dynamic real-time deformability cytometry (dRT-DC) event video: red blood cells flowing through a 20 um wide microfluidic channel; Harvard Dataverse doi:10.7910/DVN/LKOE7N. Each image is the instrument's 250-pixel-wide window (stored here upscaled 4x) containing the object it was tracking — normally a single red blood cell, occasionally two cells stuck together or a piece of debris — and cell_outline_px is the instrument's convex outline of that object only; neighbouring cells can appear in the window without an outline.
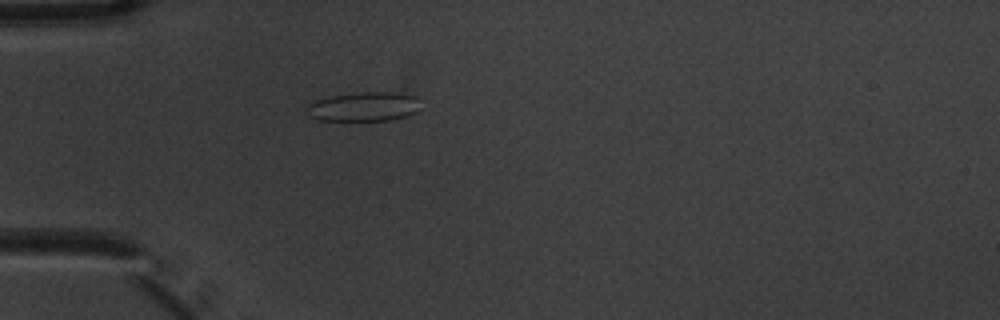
{"species": "common noctule bat (a hibernating species)", "species_latin": "Nyctalus noctula", "temperature_condition": "warm", "stored_images_in_passage": 5, "camera_frame_rate_fps": 3000, "um_per_image_px": 0.085, "animal": {"sex": "male", "body_mass_g": 20.1, "forearm_length_mm": 53.5}, "frame": {"image": 1, "passage_image": 5, "time_ms": 1.333, "image_size_px": [1000, 320], "cell_outline_px": [[416, 112], [408, 116], [392, 120], [320, 120], [308, 116], [304, 112], [304, 104], [316, 100], [332, 96], [364, 92], [388, 92], [416, 96]], "centroid_in_image_um": [30.81, 9.08], "position_along_channel_um": 54.2, "area_um2": 19.31}}